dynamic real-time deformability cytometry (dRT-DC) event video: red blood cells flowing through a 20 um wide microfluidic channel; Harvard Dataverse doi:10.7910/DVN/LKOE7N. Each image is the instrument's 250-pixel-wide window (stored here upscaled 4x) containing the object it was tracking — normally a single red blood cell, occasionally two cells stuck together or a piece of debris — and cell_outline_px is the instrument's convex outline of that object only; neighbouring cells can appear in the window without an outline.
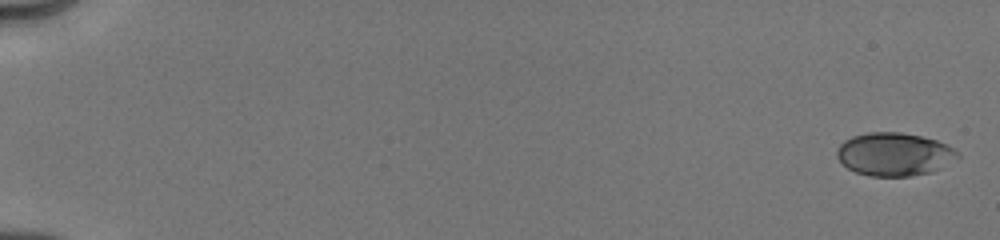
{"species": "human", "species_latin": "Homo sapiens", "temperature_condition": "cold", "stored_images_in_passage": 14, "camera_frame_rate_fps": 3000, "um_per_image_px": 0.085, "donor": {"sex": "male"}, "frame": {"image": 1, "passage_image": 1, "time_ms": 0.0, "image_size_px": [1000, 240], "cell_outline_px": [[960, 156], [940, 168], [932, 172], [908, 176], [872, 176], [856, 172], [848, 168], [836, 156], [836, 152], [840, 144], [844, 140], [852, 136], [868, 132], [900, 132], [920, 136], [936, 140], [952, 148]], "centroid_in_image_um": [75.98, 13.1], "position_along_channel_um": 9.0, "area_um2": 30.06}}
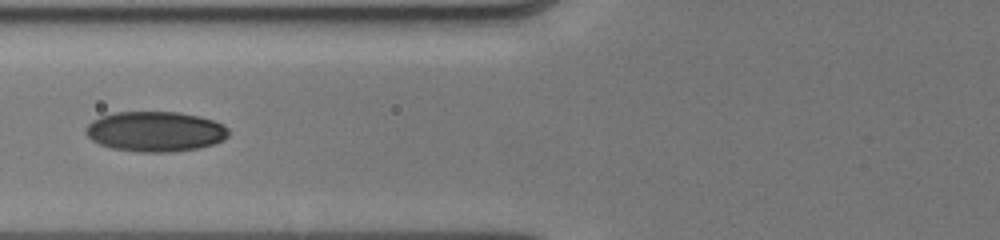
{"frame": {"image": 2, "passage_image": 12, "time_ms": 7.333, "image_size_px": [1000, 240], "cell_outline_px": [[228, 136], [224, 140], [200, 148], [168, 152], [140, 152], [112, 148], [100, 144], [92, 140], [84, 132], [88, 124], [92, 120], [100, 116], [116, 112], [180, 112], [200, 116], [224, 124], [228, 128]], "centroid_in_image_um": [13.21, 11.17], "position_along_channel_um": 112.6, "area_um2": 33.52}}
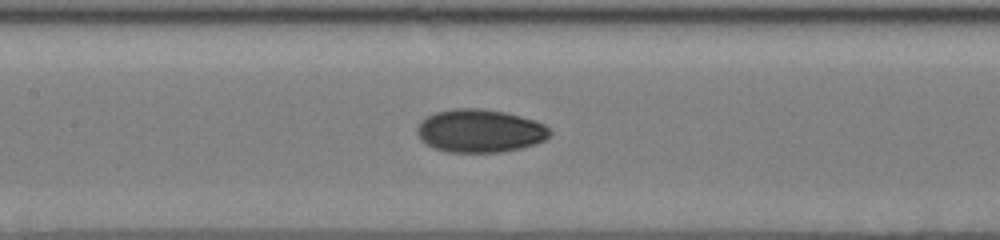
{"frame": {"image": 3, "passage_image": 14, "time_ms": 8.667, "image_size_px": [1000, 240], "cell_outline_px": [[552, 136], [544, 140], [520, 148], [500, 152], [448, 152], [436, 148], [420, 140], [416, 132], [416, 128], [420, 120], [436, 112], [452, 108], [480, 108], [504, 112], [536, 120], [544, 124], [552, 132]], "centroid_in_image_um": [40.78, 11.11], "position_along_channel_um": 166.6, "area_um2": 33.41}}